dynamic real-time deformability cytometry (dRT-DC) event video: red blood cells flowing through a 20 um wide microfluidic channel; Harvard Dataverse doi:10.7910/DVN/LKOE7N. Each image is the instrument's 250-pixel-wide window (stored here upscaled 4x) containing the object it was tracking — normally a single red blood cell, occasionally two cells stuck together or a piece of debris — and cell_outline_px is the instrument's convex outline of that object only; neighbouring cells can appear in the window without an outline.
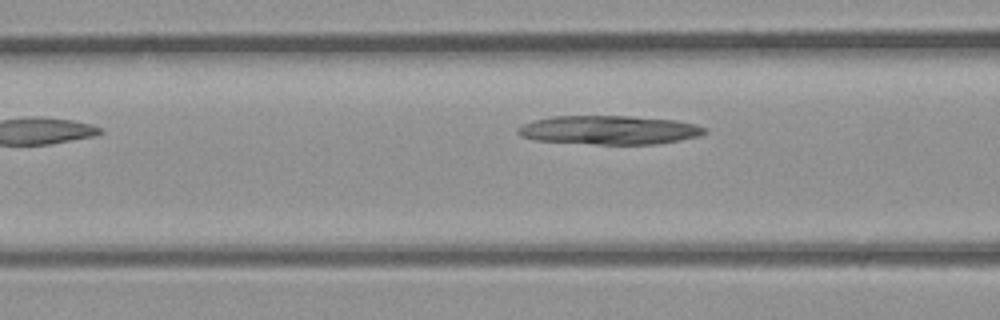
{"species": "common noctule bat (a hibernating species)", "species_latin": "Nyctalus noctula", "temperature_condition": "room temperature", "stored_images_in_passage": 6, "camera_frame_rate_fps": 3000, "um_per_image_px": 0.085, "animal": {"sex": "male", "body_mass_g": 23.1, "forearm_length_mm": 52.7}, "frame": {"image": 1, "passage_image": 6, "time_ms": 1.667, "image_size_px": [1000, 320], "cell_outline_px": [[708, 132], [700, 136], [656, 144], [596, 144], [536, 140], [520, 136], [516, 132], [516, 128], [520, 124], [552, 116], [632, 116], [676, 120], [696, 124], [704, 128]], "centroid_in_image_um": [51.76, 11.04], "position_along_channel_um": 114.8, "area_um2": 31.44}}